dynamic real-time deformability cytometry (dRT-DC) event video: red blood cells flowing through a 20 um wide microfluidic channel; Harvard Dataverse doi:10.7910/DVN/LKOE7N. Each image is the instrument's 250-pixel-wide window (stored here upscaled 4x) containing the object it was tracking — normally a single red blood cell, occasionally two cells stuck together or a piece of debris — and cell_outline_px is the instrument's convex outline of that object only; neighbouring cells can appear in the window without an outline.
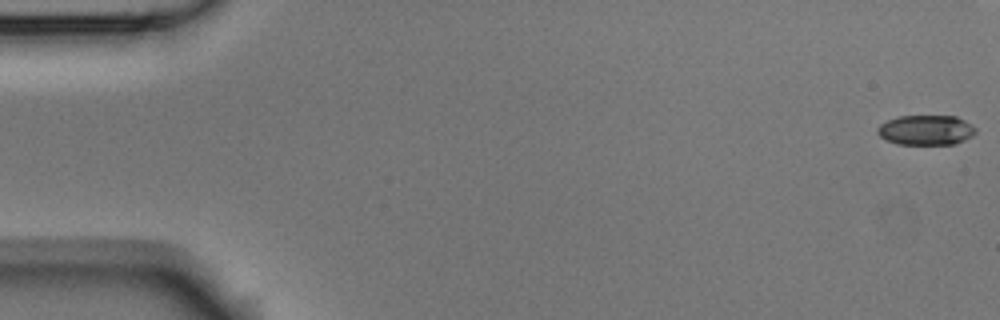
{"species": "Egyptian fruit bat (a non-hibernating species)", "species_latin": "Rousettus aegyptiacus", "temperature_condition": "room temperature", "stored_images_in_passage": 8, "camera_frame_rate_fps": 3000, "um_per_image_px": 0.085, "animal": {"sex": "male"}, "frame": {"image": 1, "passage_image": 1, "time_ms": 0.0, "image_size_px": [1000, 320], "cell_outline_px": [[976, 132], [972, 136], [956, 144], [896, 144], [880, 136], [876, 132], [876, 128], [880, 124], [888, 120], [900, 116], [956, 116], [972, 124], [976, 128]], "centroid_in_image_um": [78.72, 11.05], "position_along_channel_um": 6.3, "area_um2": 17.17}}
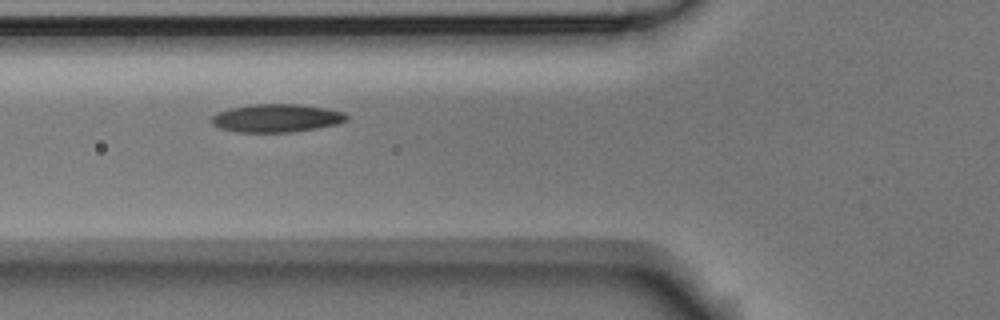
{"frame": {"image": 2, "passage_image": 7, "time_ms": 2.0, "image_size_px": [1000, 320], "cell_outline_px": [[348, 120], [336, 124], [288, 132], [236, 132], [220, 128], [212, 124], [212, 116], [216, 112], [228, 108], [252, 104], [300, 104], [328, 108], [344, 112], [348, 116]], "centroid_in_image_um": [23.48, 10.02], "position_along_channel_um": 102.3, "area_um2": 22.14}}
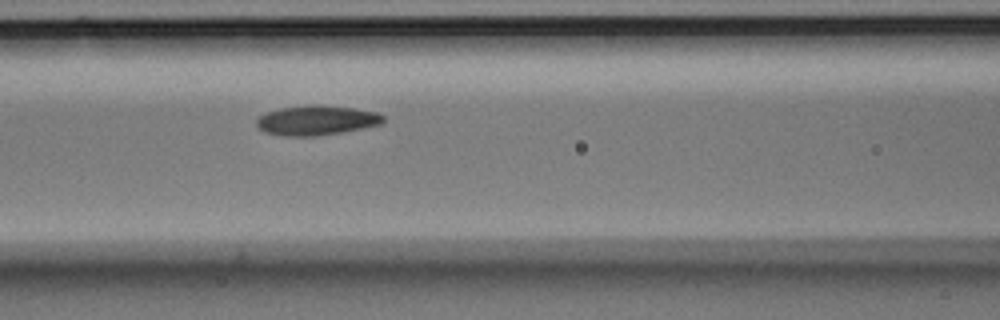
{"frame": {"image": 3, "passage_image": 8, "time_ms": 2.333, "image_size_px": [1000, 320], "cell_outline_px": [[384, 120], [380, 124], [340, 132], [316, 136], [284, 136], [264, 132], [256, 124], [256, 120], [264, 112], [280, 108], [312, 104], [320, 104], [352, 108], [376, 112], [384, 116]], "centroid_in_image_um": [26.85, 10.21], "position_along_channel_um": 139.7, "area_um2": 21.85}}